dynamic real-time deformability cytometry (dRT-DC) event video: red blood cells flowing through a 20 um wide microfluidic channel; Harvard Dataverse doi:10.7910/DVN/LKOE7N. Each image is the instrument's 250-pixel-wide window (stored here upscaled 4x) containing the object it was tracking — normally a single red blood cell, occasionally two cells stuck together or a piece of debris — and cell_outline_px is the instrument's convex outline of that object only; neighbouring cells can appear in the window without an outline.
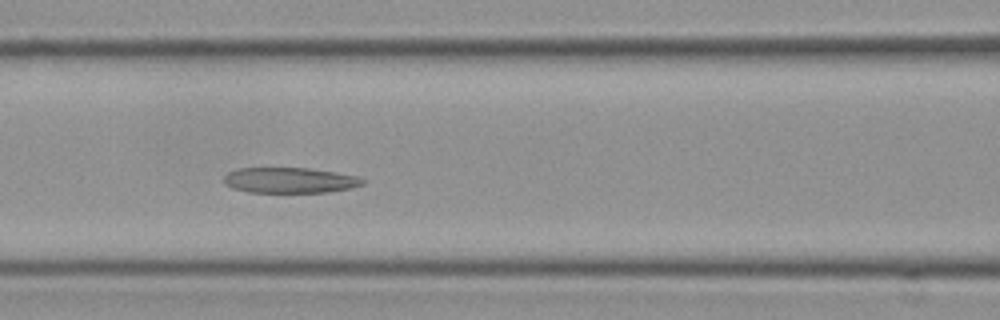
{"species": "Egyptian fruit bat (a non-hibernating species)", "species_latin": "Rousettus aegyptiacus", "temperature_condition": "cold", "stored_images_in_passage": 53, "camera_frame_rate_fps": 3000, "um_per_image_px": 0.085, "frame": {"image": 1, "passage_image": 21, "time_ms": 6.667, "image_size_px": [1000, 320], "cell_outline_px": [[364, 184], [348, 188], [328, 192], [248, 192], [232, 188], [224, 184], [224, 176], [228, 172], [240, 168], [308, 168], [356, 176], [364, 180]], "centroid_in_image_um": [24.57, 15.32], "position_along_channel_um": 142.0, "area_um2": 20.4}}
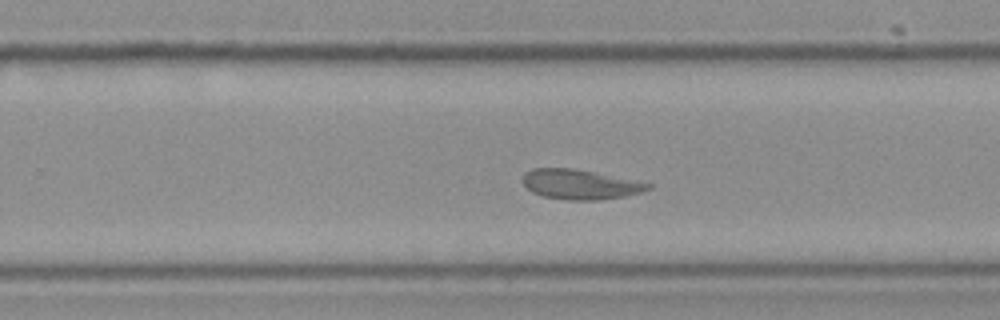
{"frame": {"image": 2, "passage_image": 33, "time_ms": 10.667, "image_size_px": [1000, 320], "cell_outline_px": [[652, 188], [640, 192], [624, 196], [600, 200], [568, 200], [544, 196], [532, 192], [520, 180], [524, 172], [532, 168], [572, 168], [652, 184]], "centroid_in_image_um": [49.24, 15.67], "position_along_channel_um": 280.6, "area_um2": 21.56}}
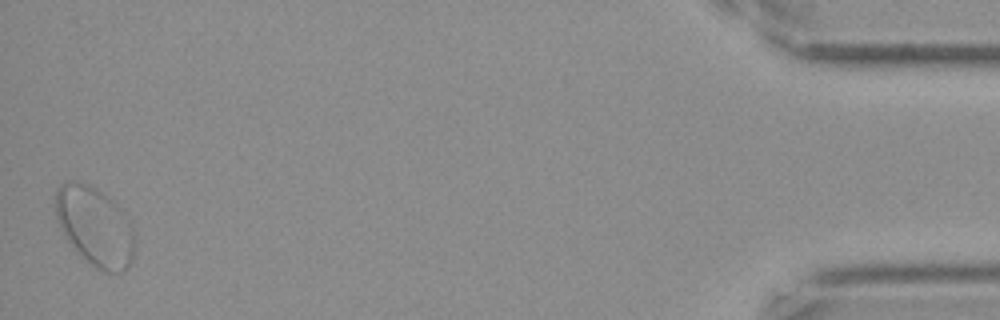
{"frame": {"image": 3, "passage_image": 53, "time_ms": 17.333, "image_size_px": [1000, 320], "cell_outline_px": [[136, 244], [132, 260], [128, 268], [124, 272], [104, 272], [96, 268], [80, 256], [76, 252], [64, 236], [60, 228], [56, 216], [56, 188], [60, 184], [68, 180], [72, 180], [88, 184], [96, 188], [116, 204], [128, 216], [136, 232]], "centroid_in_image_um": [8.1, 19.26], "position_along_channel_um": 427.1, "area_um2": 37.17}, "authors_computed_cell_mechanics": {"area_um2": 21.7906, "velocity_mm_per_s": 3.4738, "shape_relaxation_time_tau1_ms": null, "shape_relaxation_time_tau2_ms": 3.5578, "deformation_change_tau1": null, "deformation_change_tau2": 0.0952}}